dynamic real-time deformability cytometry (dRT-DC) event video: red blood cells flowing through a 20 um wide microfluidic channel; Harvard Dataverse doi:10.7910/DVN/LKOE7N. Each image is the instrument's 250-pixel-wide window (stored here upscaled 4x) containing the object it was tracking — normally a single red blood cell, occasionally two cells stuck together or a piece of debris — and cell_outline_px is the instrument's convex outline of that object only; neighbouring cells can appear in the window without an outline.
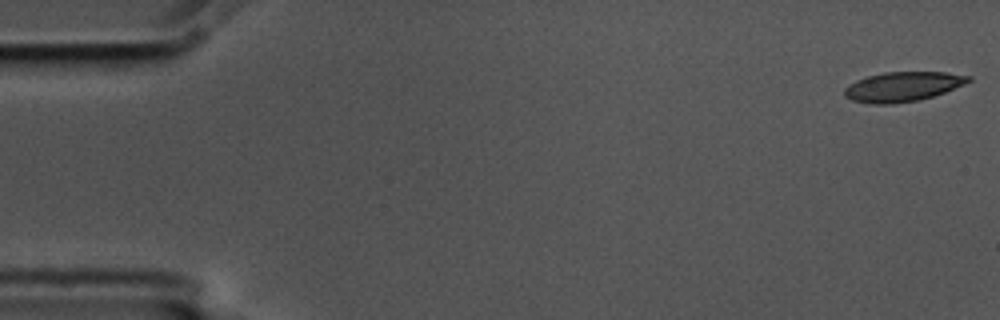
{"species": "common noctule bat (a hibernating species)", "species_latin": "Nyctalus noctula", "temperature_condition": "cold", "stored_images_in_passage": 56, "camera_frame_rate_fps": 3000, "um_per_image_px": 0.085, "animal": {"sex": "male", "body_mass_g": 17.5, "forearm_length_mm": 52.3}, "frame": {"image": 1, "passage_image": 1, "time_ms": 0.0, "image_size_px": [1000, 320], "cell_outline_px": [[972, 80], [964, 84], [944, 92], [920, 100], [892, 104], [872, 104], [852, 100], [844, 96], [844, 88], [848, 84], [856, 80], [868, 76], [884, 72], [944, 72], [972, 76]], "centroid_in_image_um": [76.71, 7.36], "position_along_channel_um": 8.3, "area_um2": 21.44}}
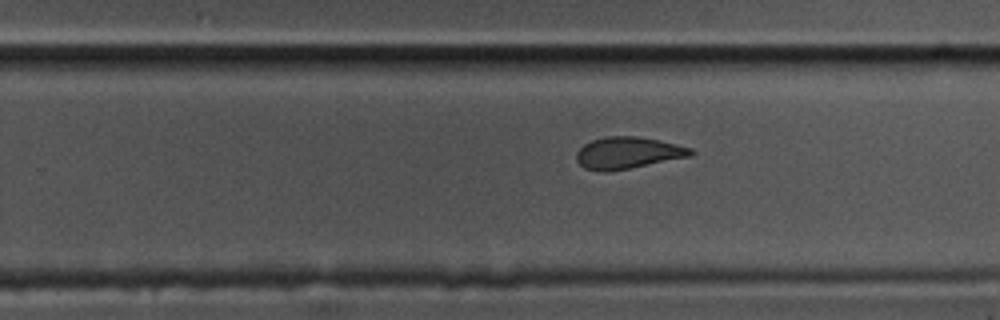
{"frame": {"image": 2, "passage_image": 35, "time_ms": 11.333, "image_size_px": [1000, 320], "cell_outline_px": [[696, 152], [692, 156], [608, 172], [600, 172], [584, 168], [576, 160], [576, 152], [584, 144], [592, 140], [604, 136], [636, 136], [660, 140], [692, 148]], "centroid_in_image_um": [53.37, 12.99], "position_along_channel_um": 276.4, "area_um2": 21.33}}
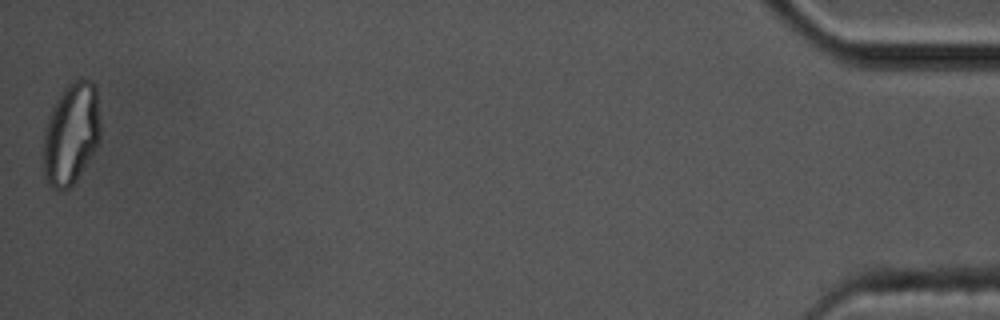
{"frame": {"image": 3, "passage_image": 56, "time_ms": 18.333, "image_size_px": [1000, 320], "cell_outline_px": [[100, 140], [96, 148], [76, 180], [64, 192], [56, 192], [48, 184], [44, 176], [44, 128], [52, 104], [60, 92], [72, 76], [80, 76], [92, 80], [96, 84], [100, 124]], "centroid_in_image_um": [6.04, 11.29], "position_along_channel_um": 429.2, "area_um2": 34.97}, "authors_computed_cell_mechanics": {"area_um2": 22.1085, "velocity_mm_per_s": 3.5511, "shape_relaxation_time_tau1_ms": null, "shape_relaxation_time_tau2_ms": 2.7136, "deformation_change_tau1": null, "deformation_change_tau2": 0.0909}}